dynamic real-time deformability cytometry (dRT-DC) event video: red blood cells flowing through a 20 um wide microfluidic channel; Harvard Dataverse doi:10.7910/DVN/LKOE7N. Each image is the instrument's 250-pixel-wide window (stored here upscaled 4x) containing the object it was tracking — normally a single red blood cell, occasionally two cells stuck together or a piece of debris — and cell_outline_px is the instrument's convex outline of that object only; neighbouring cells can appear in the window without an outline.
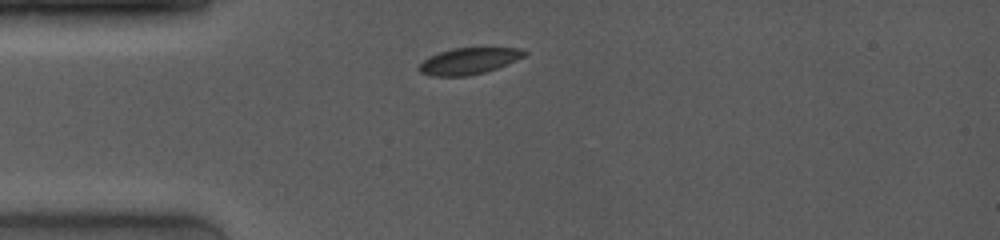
{"species": "common noctule bat (a hibernating species)", "species_latin": "Nyctalus noctula", "temperature_condition": "room temperature", "stored_images_in_passage": 6, "camera_frame_rate_fps": 4000, "um_per_image_px": 0.085, "animal": {"sex": "female", "body_mass_g": 19.0, "forearm_length_mm": 53.3}, "frame": {"image": 1, "passage_image": 2, "time_ms": 1.25, "image_size_px": [1000, 240], "cell_outline_px": [[528, 52], [524, 56], [516, 60], [496, 68], [484, 72], [468, 76], [432, 76], [420, 72], [420, 64], [428, 56], [452, 48], [524, 48]], "centroid_in_image_um": [39.86, 5.18], "position_along_channel_um": 45.1, "area_um2": 16.07}}
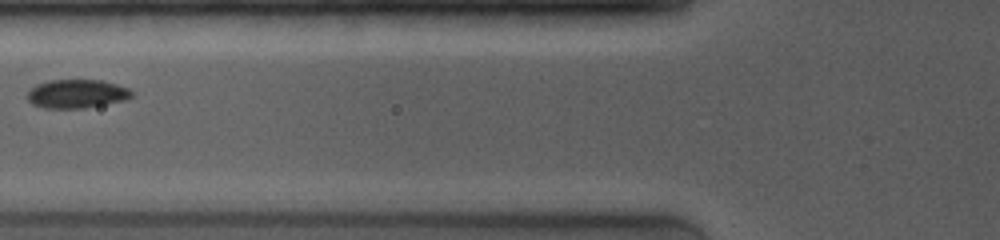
{"frame": {"image": 2, "passage_image": 4, "time_ms": 3.5, "image_size_px": [1000, 240], "cell_outline_px": [[132, 96], [128, 100], [84, 108], [44, 108], [32, 104], [28, 100], [28, 92], [36, 84], [48, 80], [100, 80], [116, 84], [128, 88], [132, 92]], "centroid_in_image_um": [6.53, 7.97], "position_along_channel_um": 119.3, "area_um2": 17.46}}